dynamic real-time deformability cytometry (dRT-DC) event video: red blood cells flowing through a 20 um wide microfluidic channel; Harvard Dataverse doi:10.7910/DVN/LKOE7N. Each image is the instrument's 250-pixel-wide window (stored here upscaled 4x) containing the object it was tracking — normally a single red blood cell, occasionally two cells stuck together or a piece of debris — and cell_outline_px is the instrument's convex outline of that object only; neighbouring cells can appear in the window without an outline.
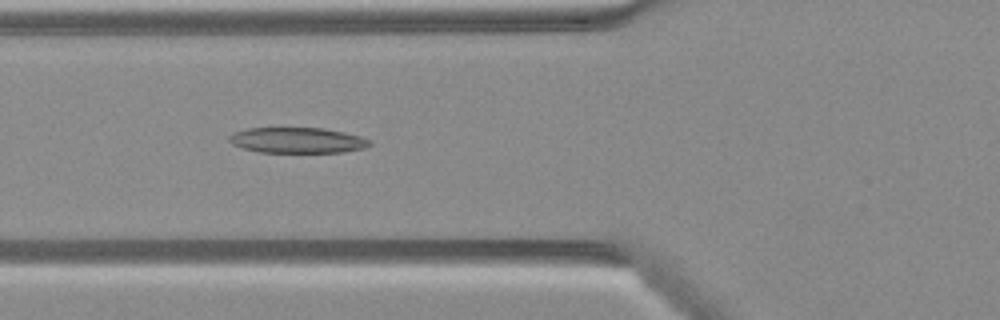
{"species": "Egyptian fruit bat (a non-hibernating species)", "species_latin": "Rousettus aegyptiacus", "temperature_condition": "warm", "stored_images_in_passage": 44, "camera_frame_rate_fps": 3000, "um_per_image_px": 0.085, "animal": {"sex": "female"}, "frame": {"image": 1, "passage_image": 12, "time_ms": 3.667, "image_size_px": [1000, 320], "cell_outline_px": [[372, 144], [364, 148], [344, 152], [260, 152], [244, 148], [232, 144], [228, 140], [228, 136], [232, 132], [248, 128], [324, 128], [344, 132], [360, 136], [368, 140]], "centroid_in_image_um": [25.25, 11.92], "position_along_channel_um": 100.6, "area_um2": 20.92}}
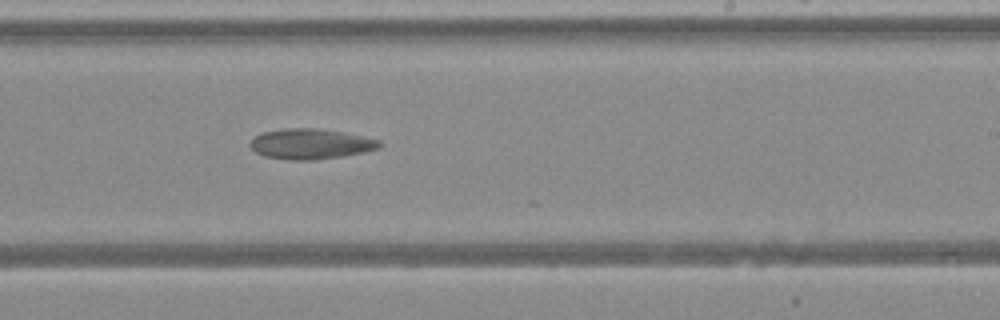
{"frame": {"image": 2, "passage_image": 24, "time_ms": 7.667, "image_size_px": [1000, 320], "cell_outline_px": [[380, 148], [364, 152], [316, 160], [288, 160], [264, 156], [256, 152], [248, 144], [256, 136], [264, 132], [284, 128], [316, 128], [344, 132], [380, 140]], "centroid_in_image_um": [26.4, 12.23], "position_along_channel_um": 262.6, "area_um2": 22.77}}
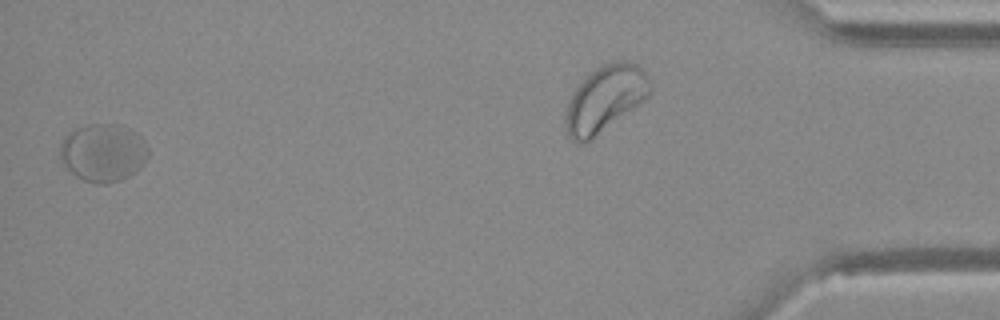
{"frame": {"image": 3, "passage_image": 43, "time_ms": 14.0, "image_size_px": [1000, 320], "cell_outline_px": [[148, 156], [144, 164], [140, 168], [128, 176], [120, 180], [104, 184], [96, 184], [84, 180], [76, 176], [64, 168], [60, 156], [60, 144], [64, 136], [72, 128], [92, 124], [120, 124], [136, 132], [144, 140], [148, 148]], "centroid_in_image_um": [8.74, 12.97], "position_along_channel_um": 426.5, "area_um2": 30.17}}